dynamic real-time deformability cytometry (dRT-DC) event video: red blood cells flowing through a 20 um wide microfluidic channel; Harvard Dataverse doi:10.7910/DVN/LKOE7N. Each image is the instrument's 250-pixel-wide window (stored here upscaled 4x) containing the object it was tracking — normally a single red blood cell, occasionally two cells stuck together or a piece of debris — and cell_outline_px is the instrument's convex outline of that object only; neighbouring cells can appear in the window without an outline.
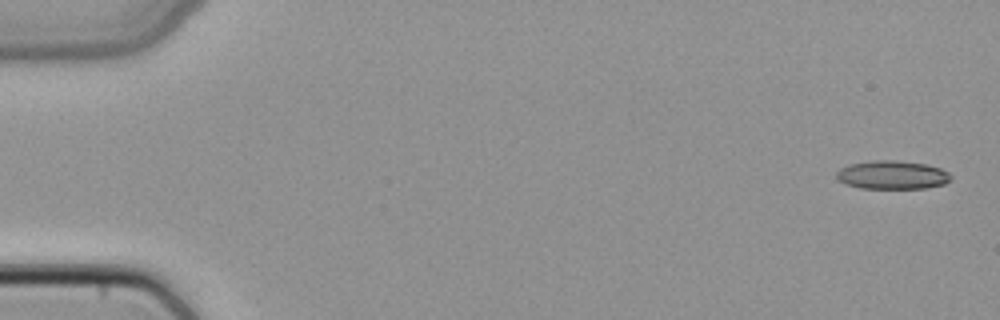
{"species": "common noctule bat (a hibernating species)", "species_latin": "Nyctalus noctula", "temperature_condition": "cold", "stored_images_in_passage": 6, "camera_frame_rate_fps": 3000, "um_per_image_px": 0.085, "animal": {"sex": "female", "body_mass_g": 22.7, "forearm_length_mm": 54.2}, "frame": {"image": 1, "passage_image": 1, "time_ms": 0.0, "image_size_px": [1000, 320], "cell_outline_px": [[952, 180], [944, 184], [924, 188], [860, 188], [844, 184], [836, 180], [836, 172], [840, 168], [848, 164], [872, 160], [896, 160], [928, 164], [940, 168], [948, 172], [952, 176]], "centroid_in_image_um": [75.82, 14.86], "position_along_channel_um": 9.2, "area_um2": 19.31}}
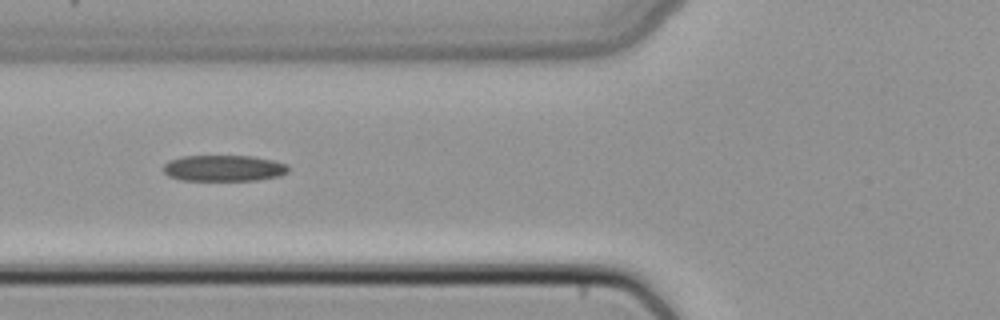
{"frame": {"image": 2, "passage_image": 6, "time_ms": 1.667, "image_size_px": [1000, 320], "cell_outline_px": [[288, 172], [280, 176], [256, 180], [180, 180], [168, 176], [160, 168], [168, 160], [180, 156], [252, 156], [272, 160], [288, 164]], "centroid_in_image_um": [18.97, 14.29], "position_along_channel_um": 106.8, "area_um2": 19.25}}